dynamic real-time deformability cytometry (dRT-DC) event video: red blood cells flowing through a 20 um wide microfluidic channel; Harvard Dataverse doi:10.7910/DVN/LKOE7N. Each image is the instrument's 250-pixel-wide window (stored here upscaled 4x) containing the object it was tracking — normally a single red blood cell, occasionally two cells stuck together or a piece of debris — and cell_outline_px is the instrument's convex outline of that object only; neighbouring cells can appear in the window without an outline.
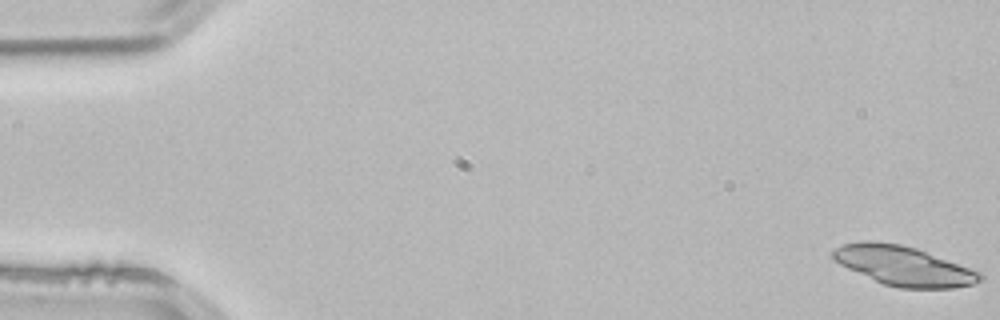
{"species": "common noctule bat (a hibernating species)", "species_latin": "Nyctalus noctula", "temperature_condition": "room temperature", "stored_images_in_passage": 4, "camera_frame_rate_fps": 3000, "um_per_image_px": 0.085, "animal": {"sex": "male", "body_mass_g": 21.5, "forearm_length_mm": 52.0}, "frame": {"image": 1, "passage_image": 1, "time_ms": 0.0, "image_size_px": [1000, 320], "cell_outline_px": [[984, 280], [972, 284], [952, 288], [900, 288], [884, 284], [848, 268], [840, 264], [832, 256], [832, 252], [836, 248], [844, 244], [864, 240], [872, 240], [900, 244], [916, 248], [984, 272]], "centroid_in_image_um": [76.88, 22.59], "position_along_channel_um": 8.1, "area_um2": 33.81}}